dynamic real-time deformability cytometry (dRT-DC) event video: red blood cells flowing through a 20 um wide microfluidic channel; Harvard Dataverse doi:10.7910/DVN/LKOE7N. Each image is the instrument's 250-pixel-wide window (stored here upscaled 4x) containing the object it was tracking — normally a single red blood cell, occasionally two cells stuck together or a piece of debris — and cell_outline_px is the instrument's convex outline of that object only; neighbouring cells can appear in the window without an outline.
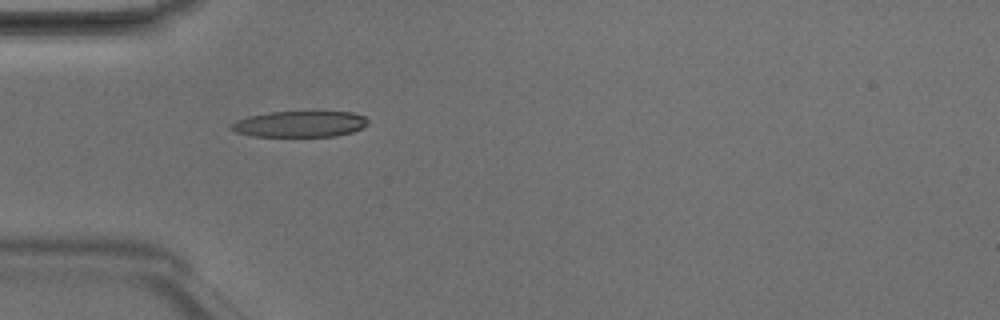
{"species": "Egyptian fruit bat (a non-hibernating species)", "species_latin": "Rousettus aegyptiacus", "temperature_condition": "room temperature", "stored_images_in_passage": 5, "camera_frame_rate_fps": 3000, "um_per_image_px": 0.085, "animal": {"sex": "male"}, "frame": {"image": 1, "passage_image": 3, "time_ms": 0.667, "image_size_px": [1000, 320], "cell_outline_px": [[368, 124], [352, 132], [336, 136], [252, 136], [236, 132], [228, 128], [236, 120], [248, 116], [268, 112], [352, 112], [364, 116], [368, 120]], "centroid_in_image_um": [25.46, 10.54], "position_along_channel_um": 59.5, "area_um2": 20.69}}
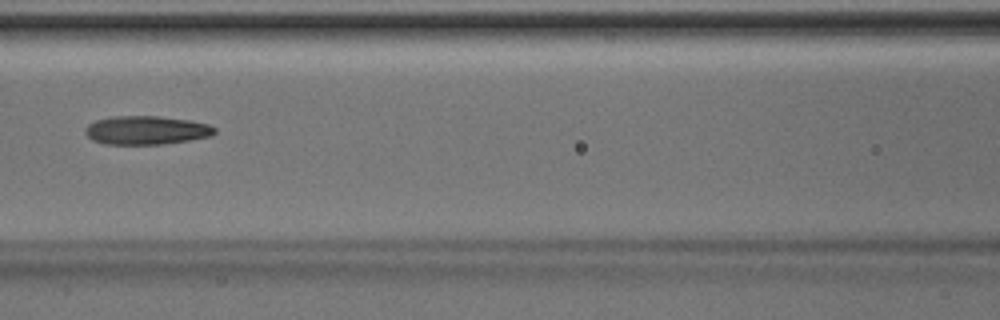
{"frame": {"image": 2, "passage_image": 5, "time_ms": 1.333, "image_size_px": [1000, 320], "cell_outline_px": [[216, 132], [212, 136], [164, 144], [104, 144], [92, 140], [84, 132], [84, 128], [88, 124], [96, 120], [112, 116], [160, 116], [188, 120], [208, 124], [216, 128]], "centroid_in_image_um": [12.42, 11.07], "position_along_channel_um": 154.2, "area_um2": 21.68}}